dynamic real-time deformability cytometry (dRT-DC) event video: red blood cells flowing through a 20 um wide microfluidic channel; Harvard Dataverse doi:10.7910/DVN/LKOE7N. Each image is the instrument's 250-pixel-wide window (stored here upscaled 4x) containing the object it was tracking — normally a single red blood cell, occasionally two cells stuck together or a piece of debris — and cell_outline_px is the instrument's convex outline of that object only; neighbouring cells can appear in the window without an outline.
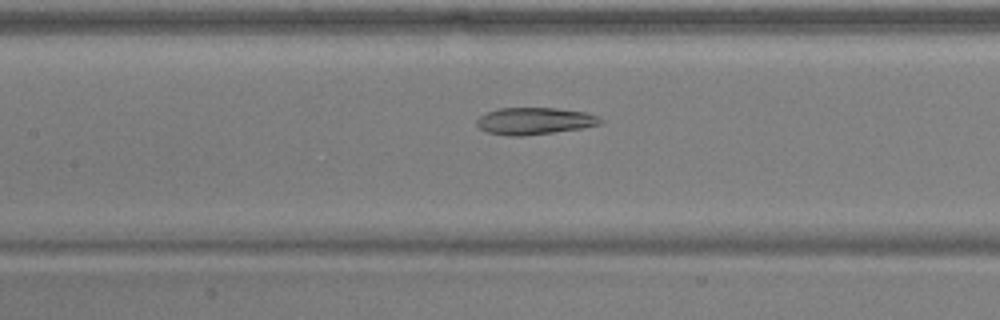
{"species": "common noctule bat (a hibernating species)", "species_latin": "Nyctalus noctula", "temperature_condition": "warm", "stored_images_in_passage": 21, "camera_frame_rate_fps": 3000, "um_per_image_px": 0.085, "animal": {"sex": "male", "body_mass_g": 17.9, "forearm_length_mm": 54.2}, "frame": {"image": 1, "passage_image": 16, "time_ms": 5.0, "image_size_px": [1000, 320], "cell_outline_px": [[604, 120], [600, 124], [584, 128], [520, 136], [508, 136], [488, 132], [480, 128], [476, 124], [476, 120], [480, 116], [488, 112], [500, 108], [556, 108], [588, 112], [600, 116]], "centroid_in_image_um": [45.49, 10.28], "position_along_channel_um": 161.9, "area_um2": 19.48}}
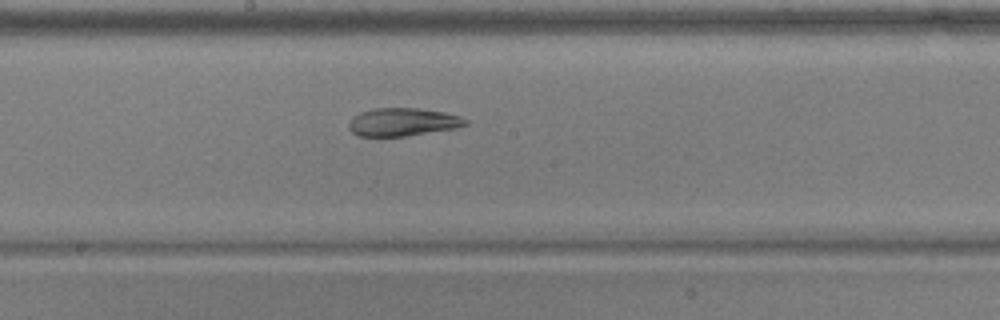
{"frame": {"image": 2, "passage_image": 20, "time_ms": 6.333, "image_size_px": [1000, 320], "cell_outline_px": [[468, 124], [456, 128], [404, 136], [360, 136], [352, 132], [348, 128], [348, 124], [352, 116], [360, 112], [376, 108], [416, 108], [444, 112], [460, 116], [468, 120]], "centroid_in_image_um": [34.22, 10.37], "position_along_channel_um": 214.0, "area_um2": 19.02}}